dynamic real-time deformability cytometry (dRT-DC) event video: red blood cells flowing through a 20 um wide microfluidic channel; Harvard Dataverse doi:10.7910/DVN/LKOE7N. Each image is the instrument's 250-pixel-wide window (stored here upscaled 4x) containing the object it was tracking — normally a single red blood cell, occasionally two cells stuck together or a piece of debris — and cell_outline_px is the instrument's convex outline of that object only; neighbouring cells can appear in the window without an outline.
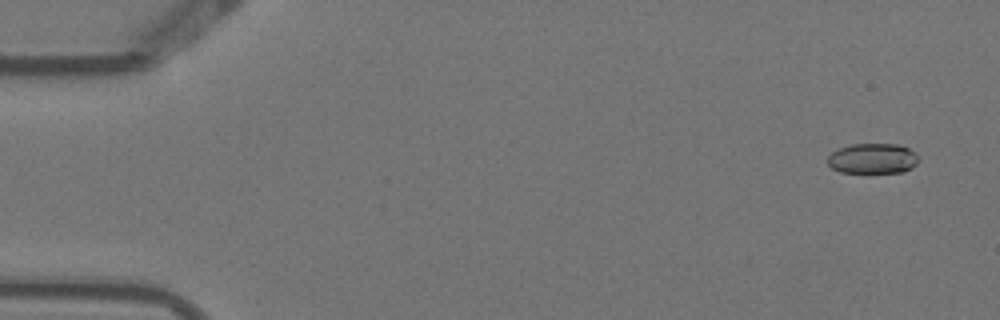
{"species": "Egyptian fruit bat (a non-hibernating species)", "species_latin": "Rousettus aegyptiacus", "temperature_condition": "warm", "stored_images_in_passage": 6, "camera_frame_rate_fps": 3000, "um_per_image_px": 0.085, "animal": {"sex": "female"}, "frame": {"image": 1, "passage_image": 1, "time_ms": 0.0, "image_size_px": [1000, 320], "cell_outline_px": [[920, 160], [912, 168], [904, 172], [840, 172], [832, 168], [828, 164], [828, 156], [836, 148], [852, 144], [896, 144], [908, 148], [916, 152]], "centroid_in_image_um": [74.19, 13.47], "position_along_channel_um": 10.8, "area_um2": 16.18}}
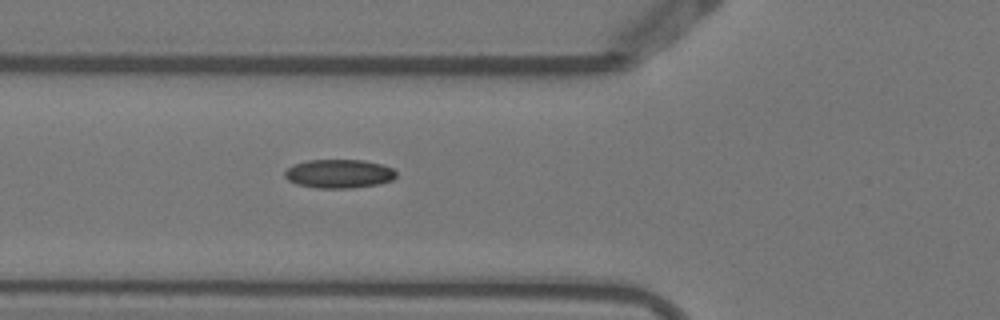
{"frame": {"image": 2, "passage_image": 6, "time_ms": 1.667, "image_size_px": [1000, 320], "cell_outline_px": [[396, 176], [392, 180], [380, 184], [352, 188], [316, 188], [296, 184], [288, 180], [284, 176], [284, 172], [292, 164], [308, 160], [364, 160], [380, 164], [392, 168], [396, 172]], "centroid_in_image_um": [28.8, 14.77], "position_along_channel_um": 97.0, "area_um2": 18.79}}